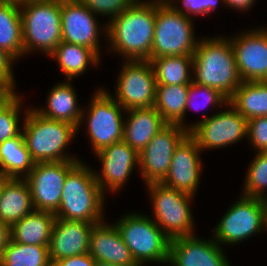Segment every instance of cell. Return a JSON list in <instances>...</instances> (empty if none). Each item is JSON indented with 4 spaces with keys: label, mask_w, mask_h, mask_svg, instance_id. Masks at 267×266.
<instances>
[{
    "label": "cell",
    "mask_w": 267,
    "mask_h": 266,
    "mask_svg": "<svg viewBox=\"0 0 267 266\" xmlns=\"http://www.w3.org/2000/svg\"><path fill=\"white\" fill-rule=\"evenodd\" d=\"M55 219L54 213L34 210L10 227V239L20 244L48 247Z\"/></svg>",
    "instance_id": "d4e9b609"
},
{
    "label": "cell",
    "mask_w": 267,
    "mask_h": 266,
    "mask_svg": "<svg viewBox=\"0 0 267 266\" xmlns=\"http://www.w3.org/2000/svg\"><path fill=\"white\" fill-rule=\"evenodd\" d=\"M95 224L56 218L48 246L51 263L88 253L90 234Z\"/></svg>",
    "instance_id": "ffe728a7"
},
{
    "label": "cell",
    "mask_w": 267,
    "mask_h": 266,
    "mask_svg": "<svg viewBox=\"0 0 267 266\" xmlns=\"http://www.w3.org/2000/svg\"><path fill=\"white\" fill-rule=\"evenodd\" d=\"M10 238V228L0 221V259L2 258L4 248Z\"/></svg>",
    "instance_id": "b9f144b4"
},
{
    "label": "cell",
    "mask_w": 267,
    "mask_h": 266,
    "mask_svg": "<svg viewBox=\"0 0 267 266\" xmlns=\"http://www.w3.org/2000/svg\"><path fill=\"white\" fill-rule=\"evenodd\" d=\"M200 99L199 102H197ZM196 102L198 104H196ZM229 102V100L221 94L217 89L210 88L207 86H203L200 84H197L196 82L192 81L189 84V90L187 93V102L185 106V116L188 111V109L193 110H201L205 107H213L218 108L221 106L226 105ZM220 105V106H219Z\"/></svg>",
    "instance_id": "e575fe53"
},
{
    "label": "cell",
    "mask_w": 267,
    "mask_h": 266,
    "mask_svg": "<svg viewBox=\"0 0 267 266\" xmlns=\"http://www.w3.org/2000/svg\"><path fill=\"white\" fill-rule=\"evenodd\" d=\"M25 115V116H24ZM22 115V135L31 159L35 163L78 160L65 153L77 135L71 123L44 118L33 107ZM65 149V150H64Z\"/></svg>",
    "instance_id": "277c9868"
},
{
    "label": "cell",
    "mask_w": 267,
    "mask_h": 266,
    "mask_svg": "<svg viewBox=\"0 0 267 266\" xmlns=\"http://www.w3.org/2000/svg\"><path fill=\"white\" fill-rule=\"evenodd\" d=\"M255 153L246 173L242 195L267 201V152Z\"/></svg>",
    "instance_id": "836d02e7"
},
{
    "label": "cell",
    "mask_w": 267,
    "mask_h": 266,
    "mask_svg": "<svg viewBox=\"0 0 267 266\" xmlns=\"http://www.w3.org/2000/svg\"><path fill=\"white\" fill-rule=\"evenodd\" d=\"M79 0H61L62 41L92 49L100 56V34H107V25H102Z\"/></svg>",
    "instance_id": "2e32d148"
},
{
    "label": "cell",
    "mask_w": 267,
    "mask_h": 266,
    "mask_svg": "<svg viewBox=\"0 0 267 266\" xmlns=\"http://www.w3.org/2000/svg\"><path fill=\"white\" fill-rule=\"evenodd\" d=\"M189 84L157 85L154 107L167 124H177L189 131L184 120Z\"/></svg>",
    "instance_id": "83f0119b"
},
{
    "label": "cell",
    "mask_w": 267,
    "mask_h": 266,
    "mask_svg": "<svg viewBox=\"0 0 267 266\" xmlns=\"http://www.w3.org/2000/svg\"><path fill=\"white\" fill-rule=\"evenodd\" d=\"M193 18L177 12L166 0H156L151 60L164 56L193 55L199 40Z\"/></svg>",
    "instance_id": "52a82bcc"
},
{
    "label": "cell",
    "mask_w": 267,
    "mask_h": 266,
    "mask_svg": "<svg viewBox=\"0 0 267 266\" xmlns=\"http://www.w3.org/2000/svg\"><path fill=\"white\" fill-rule=\"evenodd\" d=\"M224 5L231 7L232 10L247 11L255 4L256 0H223Z\"/></svg>",
    "instance_id": "60d3db41"
},
{
    "label": "cell",
    "mask_w": 267,
    "mask_h": 266,
    "mask_svg": "<svg viewBox=\"0 0 267 266\" xmlns=\"http://www.w3.org/2000/svg\"><path fill=\"white\" fill-rule=\"evenodd\" d=\"M151 64L157 85H181L193 81V55L164 56L152 59Z\"/></svg>",
    "instance_id": "4dcf8cb0"
},
{
    "label": "cell",
    "mask_w": 267,
    "mask_h": 266,
    "mask_svg": "<svg viewBox=\"0 0 267 266\" xmlns=\"http://www.w3.org/2000/svg\"><path fill=\"white\" fill-rule=\"evenodd\" d=\"M35 162L26 148L22 133L0 144V175L6 178H25Z\"/></svg>",
    "instance_id": "f1b7e54d"
},
{
    "label": "cell",
    "mask_w": 267,
    "mask_h": 266,
    "mask_svg": "<svg viewBox=\"0 0 267 266\" xmlns=\"http://www.w3.org/2000/svg\"><path fill=\"white\" fill-rule=\"evenodd\" d=\"M92 13L109 17V22L128 9L136 0H79Z\"/></svg>",
    "instance_id": "8d00e7d4"
},
{
    "label": "cell",
    "mask_w": 267,
    "mask_h": 266,
    "mask_svg": "<svg viewBox=\"0 0 267 266\" xmlns=\"http://www.w3.org/2000/svg\"><path fill=\"white\" fill-rule=\"evenodd\" d=\"M238 199L212 231L219 245H237L264 230L266 200L243 195Z\"/></svg>",
    "instance_id": "30bf717a"
},
{
    "label": "cell",
    "mask_w": 267,
    "mask_h": 266,
    "mask_svg": "<svg viewBox=\"0 0 267 266\" xmlns=\"http://www.w3.org/2000/svg\"><path fill=\"white\" fill-rule=\"evenodd\" d=\"M19 0H0V48L16 60L24 56Z\"/></svg>",
    "instance_id": "484cf974"
},
{
    "label": "cell",
    "mask_w": 267,
    "mask_h": 266,
    "mask_svg": "<svg viewBox=\"0 0 267 266\" xmlns=\"http://www.w3.org/2000/svg\"><path fill=\"white\" fill-rule=\"evenodd\" d=\"M189 134L177 124H167L139 153V168L145 185L161 182L168 173L176 147Z\"/></svg>",
    "instance_id": "5bb4252c"
},
{
    "label": "cell",
    "mask_w": 267,
    "mask_h": 266,
    "mask_svg": "<svg viewBox=\"0 0 267 266\" xmlns=\"http://www.w3.org/2000/svg\"><path fill=\"white\" fill-rule=\"evenodd\" d=\"M58 63L61 72L69 81L85 73L88 66L99 65L100 57L90 48L61 41L49 55Z\"/></svg>",
    "instance_id": "4316f807"
},
{
    "label": "cell",
    "mask_w": 267,
    "mask_h": 266,
    "mask_svg": "<svg viewBox=\"0 0 267 266\" xmlns=\"http://www.w3.org/2000/svg\"><path fill=\"white\" fill-rule=\"evenodd\" d=\"M177 12L193 18L195 16H207L215 11L223 0H166ZM179 4V5H178ZM181 4V5H180ZM193 16V17H192Z\"/></svg>",
    "instance_id": "d590c367"
},
{
    "label": "cell",
    "mask_w": 267,
    "mask_h": 266,
    "mask_svg": "<svg viewBox=\"0 0 267 266\" xmlns=\"http://www.w3.org/2000/svg\"><path fill=\"white\" fill-rule=\"evenodd\" d=\"M24 55L49 56L62 41L61 0H19Z\"/></svg>",
    "instance_id": "5b68a950"
},
{
    "label": "cell",
    "mask_w": 267,
    "mask_h": 266,
    "mask_svg": "<svg viewBox=\"0 0 267 266\" xmlns=\"http://www.w3.org/2000/svg\"><path fill=\"white\" fill-rule=\"evenodd\" d=\"M119 72L112 97L125 110L154 107L157 83L151 61H125Z\"/></svg>",
    "instance_id": "7c38bea8"
},
{
    "label": "cell",
    "mask_w": 267,
    "mask_h": 266,
    "mask_svg": "<svg viewBox=\"0 0 267 266\" xmlns=\"http://www.w3.org/2000/svg\"><path fill=\"white\" fill-rule=\"evenodd\" d=\"M156 0H136L107 25V43L125 61L149 60L154 39Z\"/></svg>",
    "instance_id": "6da1fadb"
},
{
    "label": "cell",
    "mask_w": 267,
    "mask_h": 266,
    "mask_svg": "<svg viewBox=\"0 0 267 266\" xmlns=\"http://www.w3.org/2000/svg\"><path fill=\"white\" fill-rule=\"evenodd\" d=\"M95 155L102 166L99 172L95 170V177L104 195L108 191H120L132 176L133 168H139V153L124 140L105 147Z\"/></svg>",
    "instance_id": "e0dca14e"
},
{
    "label": "cell",
    "mask_w": 267,
    "mask_h": 266,
    "mask_svg": "<svg viewBox=\"0 0 267 266\" xmlns=\"http://www.w3.org/2000/svg\"><path fill=\"white\" fill-rule=\"evenodd\" d=\"M199 40L193 54V81L217 89L229 100L242 82L231 41L222 36Z\"/></svg>",
    "instance_id": "7a4b0ae2"
},
{
    "label": "cell",
    "mask_w": 267,
    "mask_h": 266,
    "mask_svg": "<svg viewBox=\"0 0 267 266\" xmlns=\"http://www.w3.org/2000/svg\"><path fill=\"white\" fill-rule=\"evenodd\" d=\"M107 91L100 88L94 92L89 107L86 108L87 110H84L85 108L82 110L77 128L79 131L82 123L86 122V134H89L94 154L123 140L125 118L122 113L126 110Z\"/></svg>",
    "instance_id": "9c48e42d"
},
{
    "label": "cell",
    "mask_w": 267,
    "mask_h": 266,
    "mask_svg": "<svg viewBox=\"0 0 267 266\" xmlns=\"http://www.w3.org/2000/svg\"><path fill=\"white\" fill-rule=\"evenodd\" d=\"M124 120L123 140L140 153L167 123L155 107L130 109Z\"/></svg>",
    "instance_id": "7402d4cb"
},
{
    "label": "cell",
    "mask_w": 267,
    "mask_h": 266,
    "mask_svg": "<svg viewBox=\"0 0 267 266\" xmlns=\"http://www.w3.org/2000/svg\"><path fill=\"white\" fill-rule=\"evenodd\" d=\"M80 160L35 163L25 177L35 210L56 213L67 173Z\"/></svg>",
    "instance_id": "4fadbf2b"
},
{
    "label": "cell",
    "mask_w": 267,
    "mask_h": 266,
    "mask_svg": "<svg viewBox=\"0 0 267 266\" xmlns=\"http://www.w3.org/2000/svg\"><path fill=\"white\" fill-rule=\"evenodd\" d=\"M2 181H3V177L0 175V185Z\"/></svg>",
    "instance_id": "bcb514c9"
},
{
    "label": "cell",
    "mask_w": 267,
    "mask_h": 266,
    "mask_svg": "<svg viewBox=\"0 0 267 266\" xmlns=\"http://www.w3.org/2000/svg\"><path fill=\"white\" fill-rule=\"evenodd\" d=\"M242 81H267V28L229 37Z\"/></svg>",
    "instance_id": "9a60e30c"
},
{
    "label": "cell",
    "mask_w": 267,
    "mask_h": 266,
    "mask_svg": "<svg viewBox=\"0 0 267 266\" xmlns=\"http://www.w3.org/2000/svg\"><path fill=\"white\" fill-rule=\"evenodd\" d=\"M34 210L26 179L3 177L0 185V221L10 228Z\"/></svg>",
    "instance_id": "603a6c76"
},
{
    "label": "cell",
    "mask_w": 267,
    "mask_h": 266,
    "mask_svg": "<svg viewBox=\"0 0 267 266\" xmlns=\"http://www.w3.org/2000/svg\"><path fill=\"white\" fill-rule=\"evenodd\" d=\"M96 261L89 253L83 255L62 258L55 261L52 266H95Z\"/></svg>",
    "instance_id": "ab89813d"
},
{
    "label": "cell",
    "mask_w": 267,
    "mask_h": 266,
    "mask_svg": "<svg viewBox=\"0 0 267 266\" xmlns=\"http://www.w3.org/2000/svg\"><path fill=\"white\" fill-rule=\"evenodd\" d=\"M247 138L255 152H267V116L248 120Z\"/></svg>",
    "instance_id": "74e56055"
},
{
    "label": "cell",
    "mask_w": 267,
    "mask_h": 266,
    "mask_svg": "<svg viewBox=\"0 0 267 266\" xmlns=\"http://www.w3.org/2000/svg\"><path fill=\"white\" fill-rule=\"evenodd\" d=\"M211 236H184L170 240L168 263L171 266H231L226 253Z\"/></svg>",
    "instance_id": "d6986e66"
},
{
    "label": "cell",
    "mask_w": 267,
    "mask_h": 266,
    "mask_svg": "<svg viewBox=\"0 0 267 266\" xmlns=\"http://www.w3.org/2000/svg\"><path fill=\"white\" fill-rule=\"evenodd\" d=\"M201 152L197 141L188 134L176 147L167 176L161 182L180 192L196 195L203 171Z\"/></svg>",
    "instance_id": "ac0fdd59"
},
{
    "label": "cell",
    "mask_w": 267,
    "mask_h": 266,
    "mask_svg": "<svg viewBox=\"0 0 267 266\" xmlns=\"http://www.w3.org/2000/svg\"><path fill=\"white\" fill-rule=\"evenodd\" d=\"M22 98L16 91L7 92L0 98V144L22 133L19 127Z\"/></svg>",
    "instance_id": "d6a6232c"
},
{
    "label": "cell",
    "mask_w": 267,
    "mask_h": 266,
    "mask_svg": "<svg viewBox=\"0 0 267 266\" xmlns=\"http://www.w3.org/2000/svg\"><path fill=\"white\" fill-rule=\"evenodd\" d=\"M95 266H119V265H114V264H110V263L96 261Z\"/></svg>",
    "instance_id": "7bdbcfd3"
},
{
    "label": "cell",
    "mask_w": 267,
    "mask_h": 266,
    "mask_svg": "<svg viewBox=\"0 0 267 266\" xmlns=\"http://www.w3.org/2000/svg\"><path fill=\"white\" fill-rule=\"evenodd\" d=\"M146 185L152 202L153 220L162 231L170 239L195 235L194 217L189 206L195 196L170 188L162 182Z\"/></svg>",
    "instance_id": "ba28073f"
},
{
    "label": "cell",
    "mask_w": 267,
    "mask_h": 266,
    "mask_svg": "<svg viewBox=\"0 0 267 266\" xmlns=\"http://www.w3.org/2000/svg\"><path fill=\"white\" fill-rule=\"evenodd\" d=\"M95 261L119 266H139L124 243L115 224L102 221L90 234L89 252Z\"/></svg>",
    "instance_id": "44dd1931"
},
{
    "label": "cell",
    "mask_w": 267,
    "mask_h": 266,
    "mask_svg": "<svg viewBox=\"0 0 267 266\" xmlns=\"http://www.w3.org/2000/svg\"><path fill=\"white\" fill-rule=\"evenodd\" d=\"M6 93L7 91L0 85V98Z\"/></svg>",
    "instance_id": "f6af8a7d"
},
{
    "label": "cell",
    "mask_w": 267,
    "mask_h": 266,
    "mask_svg": "<svg viewBox=\"0 0 267 266\" xmlns=\"http://www.w3.org/2000/svg\"><path fill=\"white\" fill-rule=\"evenodd\" d=\"M229 103L247 120L267 116V81H242Z\"/></svg>",
    "instance_id": "f546056e"
},
{
    "label": "cell",
    "mask_w": 267,
    "mask_h": 266,
    "mask_svg": "<svg viewBox=\"0 0 267 266\" xmlns=\"http://www.w3.org/2000/svg\"><path fill=\"white\" fill-rule=\"evenodd\" d=\"M71 81L54 85L47 96L46 108H34L44 118L71 123L78 128L83 108L78 105V97Z\"/></svg>",
    "instance_id": "cb8c5ba5"
},
{
    "label": "cell",
    "mask_w": 267,
    "mask_h": 266,
    "mask_svg": "<svg viewBox=\"0 0 267 266\" xmlns=\"http://www.w3.org/2000/svg\"><path fill=\"white\" fill-rule=\"evenodd\" d=\"M225 106V111L220 110L211 116L203 114V119L189 124V134L197 141L202 152L232 146L247 137L248 120L229 102Z\"/></svg>",
    "instance_id": "8fae6325"
},
{
    "label": "cell",
    "mask_w": 267,
    "mask_h": 266,
    "mask_svg": "<svg viewBox=\"0 0 267 266\" xmlns=\"http://www.w3.org/2000/svg\"><path fill=\"white\" fill-rule=\"evenodd\" d=\"M103 194L95 170L80 160L68 173L56 218L100 223L104 221Z\"/></svg>",
    "instance_id": "3957f363"
},
{
    "label": "cell",
    "mask_w": 267,
    "mask_h": 266,
    "mask_svg": "<svg viewBox=\"0 0 267 266\" xmlns=\"http://www.w3.org/2000/svg\"><path fill=\"white\" fill-rule=\"evenodd\" d=\"M16 59L6 50L0 48V85L7 92H15L16 81L12 70Z\"/></svg>",
    "instance_id": "f35d334b"
},
{
    "label": "cell",
    "mask_w": 267,
    "mask_h": 266,
    "mask_svg": "<svg viewBox=\"0 0 267 266\" xmlns=\"http://www.w3.org/2000/svg\"><path fill=\"white\" fill-rule=\"evenodd\" d=\"M264 230H267V201L265 207V222H264Z\"/></svg>",
    "instance_id": "ee69618b"
},
{
    "label": "cell",
    "mask_w": 267,
    "mask_h": 266,
    "mask_svg": "<svg viewBox=\"0 0 267 266\" xmlns=\"http://www.w3.org/2000/svg\"><path fill=\"white\" fill-rule=\"evenodd\" d=\"M115 226L139 266L151 262L168 264L171 239L151 217L128 213L116 220Z\"/></svg>",
    "instance_id": "8992f818"
},
{
    "label": "cell",
    "mask_w": 267,
    "mask_h": 266,
    "mask_svg": "<svg viewBox=\"0 0 267 266\" xmlns=\"http://www.w3.org/2000/svg\"><path fill=\"white\" fill-rule=\"evenodd\" d=\"M0 266H52V263L47 246L20 244L9 238Z\"/></svg>",
    "instance_id": "1f68e13d"
}]
</instances>
